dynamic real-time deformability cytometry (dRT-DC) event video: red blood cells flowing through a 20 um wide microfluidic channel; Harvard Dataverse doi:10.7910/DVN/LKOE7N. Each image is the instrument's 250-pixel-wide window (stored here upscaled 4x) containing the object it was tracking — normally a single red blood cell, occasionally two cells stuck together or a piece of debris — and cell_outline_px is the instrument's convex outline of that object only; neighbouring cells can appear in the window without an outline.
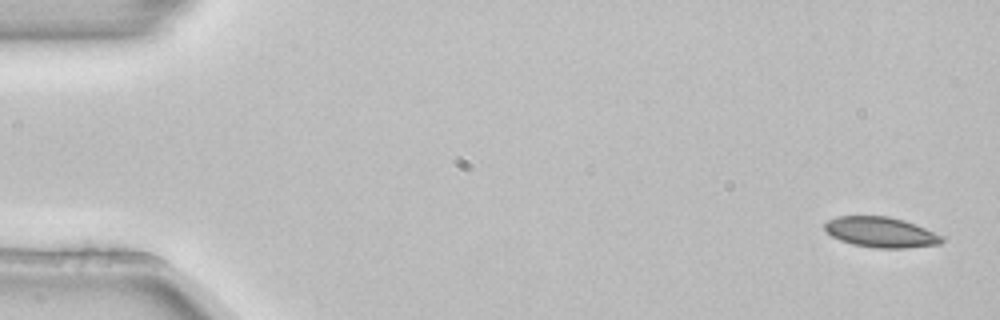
{"species": "common noctule bat (a hibernating species)", "species_latin": "Nyctalus noctula", "temperature_condition": "room temperature", "stored_images_in_passage": 4, "camera_frame_rate_fps": 3000, "um_per_image_px": 0.085, "animal": {"sex": "female", "body_mass_g": 22.7, "forearm_length_mm": 54.2}, "frame": {"image": 1, "passage_image": 1, "time_ms": 0.0, "image_size_px": [1000, 320], "cell_outline_px": [[944, 240], [940, 244], [908, 248], [876, 248], [852, 244], [840, 240], [832, 236], [824, 228], [824, 224], [828, 220], [836, 216], [888, 216], [904, 220], [916, 224], [944, 236]], "centroid_in_image_um": [74.9, 19.74], "position_along_channel_um": 10.1, "area_um2": 20.87}}
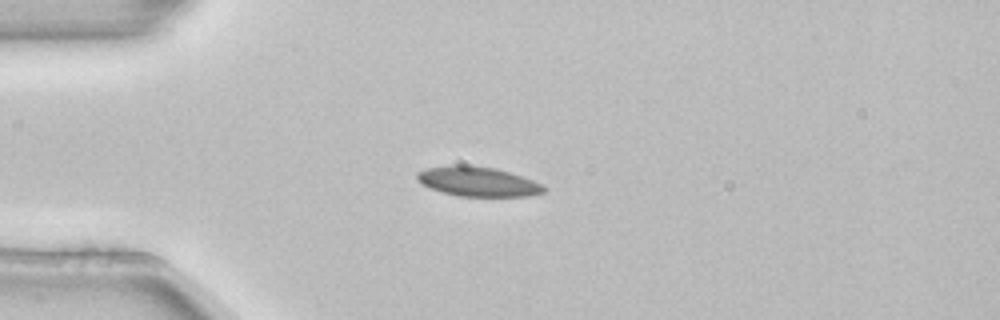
{"frame": {"image": 2, "passage_image": 3, "time_ms": 0.667, "image_size_px": [1000, 320], "cell_outline_px": [[548, 188], [544, 192], [528, 196], [460, 196], [440, 192], [428, 188], [420, 184], [416, 180], [416, 172], [428, 168], [452, 164], [460, 164], [496, 168], [544, 184]], "centroid_in_image_um": [40.57, 15.43], "position_along_channel_um": 44.4, "area_um2": 22.14}}